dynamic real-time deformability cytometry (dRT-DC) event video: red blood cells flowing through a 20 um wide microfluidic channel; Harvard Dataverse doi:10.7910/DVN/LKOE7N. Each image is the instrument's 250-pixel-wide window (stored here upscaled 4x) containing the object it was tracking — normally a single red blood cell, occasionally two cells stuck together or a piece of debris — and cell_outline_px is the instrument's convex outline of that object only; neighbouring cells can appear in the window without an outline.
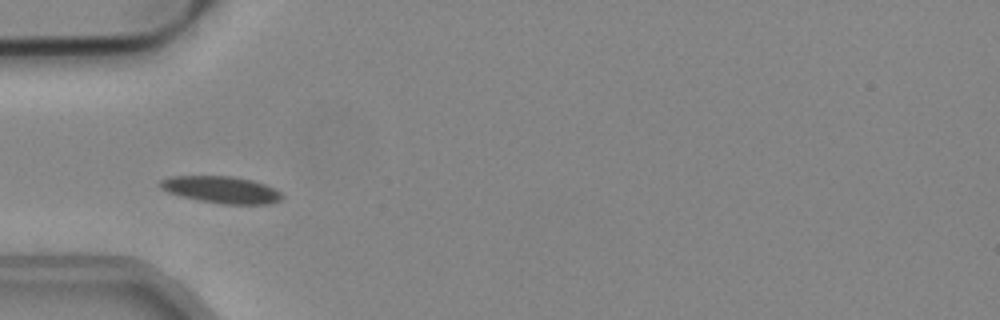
{"species": "common noctule bat (a hibernating species)", "species_latin": "Nyctalus noctula", "temperature_condition": "cold", "stored_images_in_passage": 47, "camera_frame_rate_fps": 3000, "um_per_image_px": 0.085, "animal": {"sex": "male", "body_mass_g": 19.2, "forearm_length_mm": 51.8}, "frame": {"image": 1, "passage_image": 10, "time_ms": 3.0, "image_size_px": [1000, 320], "cell_outline_px": [[284, 196], [280, 200], [272, 204], [220, 204], [180, 196], [168, 192], [160, 188], [156, 184], [160, 180], [172, 176], [232, 176], [252, 180], [276, 188]], "centroid_in_image_um": [18.81, 16.12], "position_along_channel_um": 66.2, "area_um2": 19.31}}
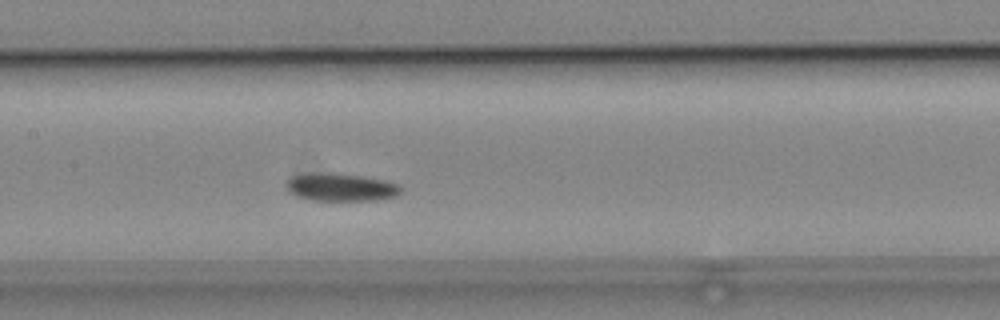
{"frame": {"image": 2, "passage_image": 19, "time_ms": 6.0, "image_size_px": [1000, 320], "cell_outline_px": [[404, 188], [396, 196], [376, 200], [312, 200], [296, 196], [288, 192], [284, 188], [284, 184], [292, 176], [304, 172], [308, 172], [360, 176], [384, 180], [400, 184]], "centroid_in_image_um": [28.93, 15.92], "position_along_channel_um": 178.5, "area_um2": 18.67}}
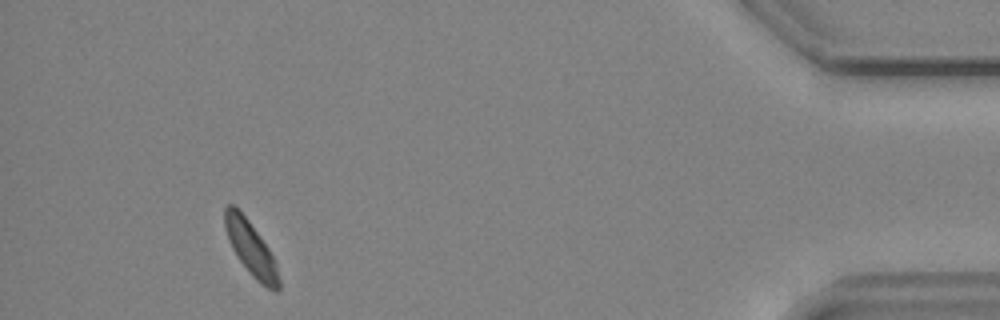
{"frame": {"image": 3, "passage_image": 43, "time_ms": 14.0, "image_size_px": [1000, 320], "cell_outline_px": [[280, 288], [276, 292], [260, 284], [252, 276], [240, 260], [232, 248], [228, 240], [224, 228], [224, 208], [228, 204], [232, 204], [248, 220], [268, 248], [272, 256], [280, 280]], "centroid_in_image_um": [21.3, 21.13], "position_along_channel_um": 413.9, "area_um2": 16.65}}